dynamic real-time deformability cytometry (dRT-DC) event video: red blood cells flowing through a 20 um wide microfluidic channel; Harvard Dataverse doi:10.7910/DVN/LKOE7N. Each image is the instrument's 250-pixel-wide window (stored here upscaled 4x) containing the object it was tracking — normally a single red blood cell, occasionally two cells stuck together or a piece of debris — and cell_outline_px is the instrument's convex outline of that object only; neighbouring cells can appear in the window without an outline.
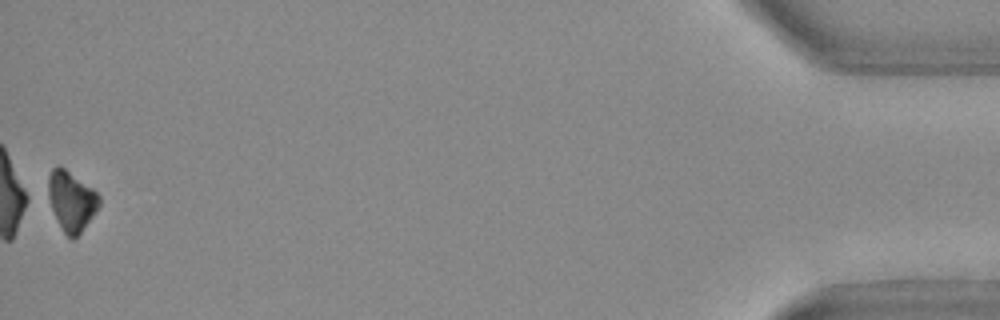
{"species": "Egyptian fruit bat (a non-hibernating species)", "species_latin": "Rousettus aegyptiacus", "temperature_condition": "warm", "stored_images_in_passage": 55, "segment_of_instrument_passage": [2, 2], "camera_frame_rate_fps": 3000, "um_per_image_px": 0.085, "animal": {"sex": "female"}, "frame": {"image": 1, "passage_image": 55, "time_ms": 18.0, "image_size_px": [1000, 320], "cell_outline_px": [[100, 204], [80, 232], [72, 240], [64, 232], [44, 196], [48, 176], [52, 168], [64, 168], [92, 188], [100, 196]], "centroid_in_image_um": [5.99, 17.06], "position_along_channel_um": 429.2, "area_um2": 17.69}}